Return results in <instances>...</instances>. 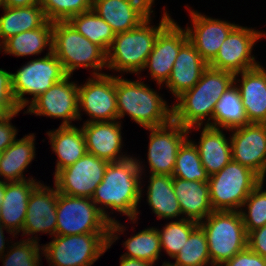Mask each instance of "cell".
<instances>
[{
    "mask_svg": "<svg viewBox=\"0 0 266 266\" xmlns=\"http://www.w3.org/2000/svg\"><path fill=\"white\" fill-rule=\"evenodd\" d=\"M21 110L15 111L8 119L0 122V153L4 152L16 139L18 129L12 125L13 117L18 116Z\"/></svg>",
    "mask_w": 266,
    "mask_h": 266,
    "instance_id": "obj_42",
    "label": "cell"
},
{
    "mask_svg": "<svg viewBox=\"0 0 266 266\" xmlns=\"http://www.w3.org/2000/svg\"><path fill=\"white\" fill-rule=\"evenodd\" d=\"M207 67L208 63L188 40L179 50L170 77L165 83L166 89L176 100L199 82Z\"/></svg>",
    "mask_w": 266,
    "mask_h": 266,
    "instance_id": "obj_23",
    "label": "cell"
},
{
    "mask_svg": "<svg viewBox=\"0 0 266 266\" xmlns=\"http://www.w3.org/2000/svg\"><path fill=\"white\" fill-rule=\"evenodd\" d=\"M199 225V223L188 220L179 219L166 223L160 230L158 229V235L161 243V249L166 251V254L173 258L185 244L189 238L191 232Z\"/></svg>",
    "mask_w": 266,
    "mask_h": 266,
    "instance_id": "obj_37",
    "label": "cell"
},
{
    "mask_svg": "<svg viewBox=\"0 0 266 266\" xmlns=\"http://www.w3.org/2000/svg\"><path fill=\"white\" fill-rule=\"evenodd\" d=\"M186 7L189 9V16L191 17L190 27H185L188 39L200 53V56L209 64L217 55L226 37L238 24L212 18L192 10L187 5Z\"/></svg>",
    "mask_w": 266,
    "mask_h": 266,
    "instance_id": "obj_19",
    "label": "cell"
},
{
    "mask_svg": "<svg viewBox=\"0 0 266 266\" xmlns=\"http://www.w3.org/2000/svg\"><path fill=\"white\" fill-rule=\"evenodd\" d=\"M33 177L24 181L6 182V191L0 207V222L18 235L23 230L30 194L40 183Z\"/></svg>",
    "mask_w": 266,
    "mask_h": 266,
    "instance_id": "obj_25",
    "label": "cell"
},
{
    "mask_svg": "<svg viewBox=\"0 0 266 266\" xmlns=\"http://www.w3.org/2000/svg\"><path fill=\"white\" fill-rule=\"evenodd\" d=\"M53 53L66 75L78 68L92 69L91 75H103L107 69V53L81 35L68 21L53 22Z\"/></svg>",
    "mask_w": 266,
    "mask_h": 266,
    "instance_id": "obj_5",
    "label": "cell"
},
{
    "mask_svg": "<svg viewBox=\"0 0 266 266\" xmlns=\"http://www.w3.org/2000/svg\"><path fill=\"white\" fill-rule=\"evenodd\" d=\"M150 133L147 163L150 175H173L179 148L190 137L188 129L173 119L160 127L146 128Z\"/></svg>",
    "mask_w": 266,
    "mask_h": 266,
    "instance_id": "obj_13",
    "label": "cell"
},
{
    "mask_svg": "<svg viewBox=\"0 0 266 266\" xmlns=\"http://www.w3.org/2000/svg\"><path fill=\"white\" fill-rule=\"evenodd\" d=\"M248 247L256 254L266 258V225L248 234Z\"/></svg>",
    "mask_w": 266,
    "mask_h": 266,
    "instance_id": "obj_43",
    "label": "cell"
},
{
    "mask_svg": "<svg viewBox=\"0 0 266 266\" xmlns=\"http://www.w3.org/2000/svg\"><path fill=\"white\" fill-rule=\"evenodd\" d=\"M148 177L150 178L146 200L156 217L159 220L182 219V212L173 188V176L149 175Z\"/></svg>",
    "mask_w": 266,
    "mask_h": 266,
    "instance_id": "obj_29",
    "label": "cell"
},
{
    "mask_svg": "<svg viewBox=\"0 0 266 266\" xmlns=\"http://www.w3.org/2000/svg\"><path fill=\"white\" fill-rule=\"evenodd\" d=\"M4 230H6V232L8 233V234H10L12 237H16L17 235L14 233V232H12L11 230H9V229H7L1 222H0V258L5 254V248H7L8 249V247L10 246L9 245V242L10 243H12L13 241H11V239H10V241H8V239L6 240V238H5V236H4ZM5 240H6V242H5ZM8 241V242H7ZM7 243V244H6ZM7 245V247H6V245Z\"/></svg>",
    "mask_w": 266,
    "mask_h": 266,
    "instance_id": "obj_46",
    "label": "cell"
},
{
    "mask_svg": "<svg viewBox=\"0 0 266 266\" xmlns=\"http://www.w3.org/2000/svg\"><path fill=\"white\" fill-rule=\"evenodd\" d=\"M5 6V0H0V8H3Z\"/></svg>",
    "mask_w": 266,
    "mask_h": 266,
    "instance_id": "obj_50",
    "label": "cell"
},
{
    "mask_svg": "<svg viewBox=\"0 0 266 266\" xmlns=\"http://www.w3.org/2000/svg\"><path fill=\"white\" fill-rule=\"evenodd\" d=\"M163 16L159 24H152V15L137 27L122 33H117L107 52V69L124 74L140 75L148 56L153 50L159 33L173 20L163 7ZM111 69V70H110Z\"/></svg>",
    "mask_w": 266,
    "mask_h": 266,
    "instance_id": "obj_3",
    "label": "cell"
},
{
    "mask_svg": "<svg viewBox=\"0 0 266 266\" xmlns=\"http://www.w3.org/2000/svg\"><path fill=\"white\" fill-rule=\"evenodd\" d=\"M141 79L128 80L122 74L116 75L118 120L128 115L144 129L168 124L173 119L172 105Z\"/></svg>",
    "mask_w": 266,
    "mask_h": 266,
    "instance_id": "obj_4",
    "label": "cell"
},
{
    "mask_svg": "<svg viewBox=\"0 0 266 266\" xmlns=\"http://www.w3.org/2000/svg\"><path fill=\"white\" fill-rule=\"evenodd\" d=\"M0 100H14L11 86V72L0 68Z\"/></svg>",
    "mask_w": 266,
    "mask_h": 266,
    "instance_id": "obj_44",
    "label": "cell"
},
{
    "mask_svg": "<svg viewBox=\"0 0 266 266\" xmlns=\"http://www.w3.org/2000/svg\"><path fill=\"white\" fill-rule=\"evenodd\" d=\"M0 258L2 266H42V247L38 241L22 239L11 243ZM42 256V257H41Z\"/></svg>",
    "mask_w": 266,
    "mask_h": 266,
    "instance_id": "obj_39",
    "label": "cell"
},
{
    "mask_svg": "<svg viewBox=\"0 0 266 266\" xmlns=\"http://www.w3.org/2000/svg\"><path fill=\"white\" fill-rule=\"evenodd\" d=\"M205 232L211 264L221 266L248 247V234L239 211H213L199 223Z\"/></svg>",
    "mask_w": 266,
    "mask_h": 266,
    "instance_id": "obj_6",
    "label": "cell"
},
{
    "mask_svg": "<svg viewBox=\"0 0 266 266\" xmlns=\"http://www.w3.org/2000/svg\"><path fill=\"white\" fill-rule=\"evenodd\" d=\"M120 265L119 266H153L155 264L147 261H142L139 259L127 258L124 256L120 257Z\"/></svg>",
    "mask_w": 266,
    "mask_h": 266,
    "instance_id": "obj_47",
    "label": "cell"
},
{
    "mask_svg": "<svg viewBox=\"0 0 266 266\" xmlns=\"http://www.w3.org/2000/svg\"><path fill=\"white\" fill-rule=\"evenodd\" d=\"M143 161L130 156L124 160L109 162L102 182L97 186L92 201L103 215L111 222L109 243L112 245L126 228L117 219L112 218L114 212L126 215L130 223L138 221L139 203L143 198L142 175H144ZM107 209H111L108 212ZM114 211V212H113ZM119 235V236H118Z\"/></svg>",
    "mask_w": 266,
    "mask_h": 266,
    "instance_id": "obj_1",
    "label": "cell"
},
{
    "mask_svg": "<svg viewBox=\"0 0 266 266\" xmlns=\"http://www.w3.org/2000/svg\"><path fill=\"white\" fill-rule=\"evenodd\" d=\"M198 266H215L214 264H202V265H198Z\"/></svg>",
    "mask_w": 266,
    "mask_h": 266,
    "instance_id": "obj_51",
    "label": "cell"
},
{
    "mask_svg": "<svg viewBox=\"0 0 266 266\" xmlns=\"http://www.w3.org/2000/svg\"><path fill=\"white\" fill-rule=\"evenodd\" d=\"M234 84V74L207 67L199 82L176 99L173 120L189 129L210 126L214 108L222 94Z\"/></svg>",
    "mask_w": 266,
    "mask_h": 266,
    "instance_id": "obj_2",
    "label": "cell"
},
{
    "mask_svg": "<svg viewBox=\"0 0 266 266\" xmlns=\"http://www.w3.org/2000/svg\"><path fill=\"white\" fill-rule=\"evenodd\" d=\"M35 137L34 133H30L16 139L1 153L0 181L18 182L26 180L24 171L36 158Z\"/></svg>",
    "mask_w": 266,
    "mask_h": 266,
    "instance_id": "obj_27",
    "label": "cell"
},
{
    "mask_svg": "<svg viewBox=\"0 0 266 266\" xmlns=\"http://www.w3.org/2000/svg\"><path fill=\"white\" fill-rule=\"evenodd\" d=\"M48 21H68L71 17L92 9L93 0H40Z\"/></svg>",
    "mask_w": 266,
    "mask_h": 266,
    "instance_id": "obj_40",
    "label": "cell"
},
{
    "mask_svg": "<svg viewBox=\"0 0 266 266\" xmlns=\"http://www.w3.org/2000/svg\"><path fill=\"white\" fill-rule=\"evenodd\" d=\"M108 164V161L86 153L54 175V186L59 193L68 196L92 198Z\"/></svg>",
    "mask_w": 266,
    "mask_h": 266,
    "instance_id": "obj_14",
    "label": "cell"
},
{
    "mask_svg": "<svg viewBox=\"0 0 266 266\" xmlns=\"http://www.w3.org/2000/svg\"><path fill=\"white\" fill-rule=\"evenodd\" d=\"M132 235L123 241L122 245L127 251L121 256L151 262L156 265L162 254L158 228H155V226L145 228Z\"/></svg>",
    "mask_w": 266,
    "mask_h": 266,
    "instance_id": "obj_34",
    "label": "cell"
},
{
    "mask_svg": "<svg viewBox=\"0 0 266 266\" xmlns=\"http://www.w3.org/2000/svg\"><path fill=\"white\" fill-rule=\"evenodd\" d=\"M171 261L162 262V266H198L211 264L208 243L204 230L198 225L190 234L180 252Z\"/></svg>",
    "mask_w": 266,
    "mask_h": 266,
    "instance_id": "obj_35",
    "label": "cell"
},
{
    "mask_svg": "<svg viewBox=\"0 0 266 266\" xmlns=\"http://www.w3.org/2000/svg\"><path fill=\"white\" fill-rule=\"evenodd\" d=\"M66 76L61 62L53 52L47 51L43 57L26 62L16 73L11 72L12 92L17 106L24 110L38 96ZM26 94L31 95L32 99L26 98Z\"/></svg>",
    "mask_w": 266,
    "mask_h": 266,
    "instance_id": "obj_9",
    "label": "cell"
},
{
    "mask_svg": "<svg viewBox=\"0 0 266 266\" xmlns=\"http://www.w3.org/2000/svg\"><path fill=\"white\" fill-rule=\"evenodd\" d=\"M263 179L250 168L231 160L208 179L214 211H239L249 194Z\"/></svg>",
    "mask_w": 266,
    "mask_h": 266,
    "instance_id": "obj_8",
    "label": "cell"
},
{
    "mask_svg": "<svg viewBox=\"0 0 266 266\" xmlns=\"http://www.w3.org/2000/svg\"><path fill=\"white\" fill-rule=\"evenodd\" d=\"M48 47L53 52V22L47 21L43 26L19 33L7 39L1 46L0 52L16 57L41 55ZM46 48V49H45Z\"/></svg>",
    "mask_w": 266,
    "mask_h": 266,
    "instance_id": "obj_30",
    "label": "cell"
},
{
    "mask_svg": "<svg viewBox=\"0 0 266 266\" xmlns=\"http://www.w3.org/2000/svg\"><path fill=\"white\" fill-rule=\"evenodd\" d=\"M266 33L239 24L226 37L209 67L238 74L260 64L252 55L254 46Z\"/></svg>",
    "mask_w": 266,
    "mask_h": 266,
    "instance_id": "obj_12",
    "label": "cell"
},
{
    "mask_svg": "<svg viewBox=\"0 0 266 266\" xmlns=\"http://www.w3.org/2000/svg\"><path fill=\"white\" fill-rule=\"evenodd\" d=\"M56 235L110 233V221L92 198L73 197L58 192Z\"/></svg>",
    "mask_w": 266,
    "mask_h": 266,
    "instance_id": "obj_10",
    "label": "cell"
},
{
    "mask_svg": "<svg viewBox=\"0 0 266 266\" xmlns=\"http://www.w3.org/2000/svg\"><path fill=\"white\" fill-rule=\"evenodd\" d=\"M78 111L80 121L81 111L90 117L84 123L118 120L116 75H94L78 84Z\"/></svg>",
    "mask_w": 266,
    "mask_h": 266,
    "instance_id": "obj_11",
    "label": "cell"
},
{
    "mask_svg": "<svg viewBox=\"0 0 266 266\" xmlns=\"http://www.w3.org/2000/svg\"><path fill=\"white\" fill-rule=\"evenodd\" d=\"M68 22L92 43L100 46L106 53L116 36L112 27L98 16L93 9L71 17Z\"/></svg>",
    "mask_w": 266,
    "mask_h": 266,
    "instance_id": "obj_33",
    "label": "cell"
},
{
    "mask_svg": "<svg viewBox=\"0 0 266 266\" xmlns=\"http://www.w3.org/2000/svg\"><path fill=\"white\" fill-rule=\"evenodd\" d=\"M173 188L183 219L200 223L214 211L210 202L208 182L173 177Z\"/></svg>",
    "mask_w": 266,
    "mask_h": 266,
    "instance_id": "obj_26",
    "label": "cell"
},
{
    "mask_svg": "<svg viewBox=\"0 0 266 266\" xmlns=\"http://www.w3.org/2000/svg\"><path fill=\"white\" fill-rule=\"evenodd\" d=\"M40 3V0H5L7 7H28Z\"/></svg>",
    "mask_w": 266,
    "mask_h": 266,
    "instance_id": "obj_48",
    "label": "cell"
},
{
    "mask_svg": "<svg viewBox=\"0 0 266 266\" xmlns=\"http://www.w3.org/2000/svg\"><path fill=\"white\" fill-rule=\"evenodd\" d=\"M110 233L55 235L42 245L49 266H92L111 248Z\"/></svg>",
    "mask_w": 266,
    "mask_h": 266,
    "instance_id": "obj_7",
    "label": "cell"
},
{
    "mask_svg": "<svg viewBox=\"0 0 266 266\" xmlns=\"http://www.w3.org/2000/svg\"><path fill=\"white\" fill-rule=\"evenodd\" d=\"M188 40L186 29L174 19L157 36L143 71L149 70L150 77L158 84L159 90L168 81L179 50Z\"/></svg>",
    "mask_w": 266,
    "mask_h": 266,
    "instance_id": "obj_16",
    "label": "cell"
},
{
    "mask_svg": "<svg viewBox=\"0 0 266 266\" xmlns=\"http://www.w3.org/2000/svg\"><path fill=\"white\" fill-rule=\"evenodd\" d=\"M264 180L249 194L239 212L247 234L266 225V190Z\"/></svg>",
    "mask_w": 266,
    "mask_h": 266,
    "instance_id": "obj_38",
    "label": "cell"
},
{
    "mask_svg": "<svg viewBox=\"0 0 266 266\" xmlns=\"http://www.w3.org/2000/svg\"><path fill=\"white\" fill-rule=\"evenodd\" d=\"M53 153L57 155L55 175L58 171L74 164L87 153L84 133L81 127L60 126L46 132Z\"/></svg>",
    "mask_w": 266,
    "mask_h": 266,
    "instance_id": "obj_28",
    "label": "cell"
},
{
    "mask_svg": "<svg viewBox=\"0 0 266 266\" xmlns=\"http://www.w3.org/2000/svg\"><path fill=\"white\" fill-rule=\"evenodd\" d=\"M67 75L38 96L23 113L62 119L60 126H74L79 121L78 83ZM71 80V81H70Z\"/></svg>",
    "mask_w": 266,
    "mask_h": 266,
    "instance_id": "obj_15",
    "label": "cell"
},
{
    "mask_svg": "<svg viewBox=\"0 0 266 266\" xmlns=\"http://www.w3.org/2000/svg\"><path fill=\"white\" fill-rule=\"evenodd\" d=\"M249 123L239 90L233 84L222 94L215 105L211 127L229 131Z\"/></svg>",
    "mask_w": 266,
    "mask_h": 266,
    "instance_id": "obj_32",
    "label": "cell"
},
{
    "mask_svg": "<svg viewBox=\"0 0 266 266\" xmlns=\"http://www.w3.org/2000/svg\"><path fill=\"white\" fill-rule=\"evenodd\" d=\"M229 132L232 160L266 181V123H249Z\"/></svg>",
    "mask_w": 266,
    "mask_h": 266,
    "instance_id": "obj_17",
    "label": "cell"
},
{
    "mask_svg": "<svg viewBox=\"0 0 266 266\" xmlns=\"http://www.w3.org/2000/svg\"><path fill=\"white\" fill-rule=\"evenodd\" d=\"M241 77L240 79L238 77ZM250 123H266V70L262 65L234 75Z\"/></svg>",
    "mask_w": 266,
    "mask_h": 266,
    "instance_id": "obj_22",
    "label": "cell"
},
{
    "mask_svg": "<svg viewBox=\"0 0 266 266\" xmlns=\"http://www.w3.org/2000/svg\"><path fill=\"white\" fill-rule=\"evenodd\" d=\"M172 176L187 181L208 182L209 175L202 165L197 147L190 138L178 150Z\"/></svg>",
    "mask_w": 266,
    "mask_h": 266,
    "instance_id": "obj_36",
    "label": "cell"
},
{
    "mask_svg": "<svg viewBox=\"0 0 266 266\" xmlns=\"http://www.w3.org/2000/svg\"><path fill=\"white\" fill-rule=\"evenodd\" d=\"M5 191H6V182L0 181V207L3 201V198L5 196Z\"/></svg>",
    "mask_w": 266,
    "mask_h": 266,
    "instance_id": "obj_49",
    "label": "cell"
},
{
    "mask_svg": "<svg viewBox=\"0 0 266 266\" xmlns=\"http://www.w3.org/2000/svg\"><path fill=\"white\" fill-rule=\"evenodd\" d=\"M17 110L21 109L15 100H0V122L8 119Z\"/></svg>",
    "mask_w": 266,
    "mask_h": 266,
    "instance_id": "obj_45",
    "label": "cell"
},
{
    "mask_svg": "<svg viewBox=\"0 0 266 266\" xmlns=\"http://www.w3.org/2000/svg\"><path fill=\"white\" fill-rule=\"evenodd\" d=\"M2 9L4 13L0 17V46L10 37L37 29L48 21L41 3L28 7L4 6Z\"/></svg>",
    "mask_w": 266,
    "mask_h": 266,
    "instance_id": "obj_31",
    "label": "cell"
},
{
    "mask_svg": "<svg viewBox=\"0 0 266 266\" xmlns=\"http://www.w3.org/2000/svg\"><path fill=\"white\" fill-rule=\"evenodd\" d=\"M121 122L116 120L83 123L80 127L84 133L87 153L108 162L121 161L130 157L131 155L121 152L123 151Z\"/></svg>",
    "mask_w": 266,
    "mask_h": 266,
    "instance_id": "obj_21",
    "label": "cell"
},
{
    "mask_svg": "<svg viewBox=\"0 0 266 266\" xmlns=\"http://www.w3.org/2000/svg\"><path fill=\"white\" fill-rule=\"evenodd\" d=\"M202 128V131L200 129ZM201 132L198 143L191 140L199 151L200 160L206 173L211 176L221 171L231 160V141L230 136L226 137L224 129L210 126H196L188 129Z\"/></svg>",
    "mask_w": 266,
    "mask_h": 266,
    "instance_id": "obj_24",
    "label": "cell"
},
{
    "mask_svg": "<svg viewBox=\"0 0 266 266\" xmlns=\"http://www.w3.org/2000/svg\"><path fill=\"white\" fill-rule=\"evenodd\" d=\"M57 200L56 186L51 188L40 182L34 188L28 200L22 237L32 235L27 240L39 242L37 233H46L51 237L56 235Z\"/></svg>",
    "mask_w": 266,
    "mask_h": 266,
    "instance_id": "obj_18",
    "label": "cell"
},
{
    "mask_svg": "<svg viewBox=\"0 0 266 266\" xmlns=\"http://www.w3.org/2000/svg\"><path fill=\"white\" fill-rule=\"evenodd\" d=\"M221 266H266V258L247 247L225 261Z\"/></svg>",
    "mask_w": 266,
    "mask_h": 266,
    "instance_id": "obj_41",
    "label": "cell"
},
{
    "mask_svg": "<svg viewBox=\"0 0 266 266\" xmlns=\"http://www.w3.org/2000/svg\"><path fill=\"white\" fill-rule=\"evenodd\" d=\"M153 5L151 0H94L92 9L117 34L145 21L154 12Z\"/></svg>",
    "mask_w": 266,
    "mask_h": 266,
    "instance_id": "obj_20",
    "label": "cell"
}]
</instances>
